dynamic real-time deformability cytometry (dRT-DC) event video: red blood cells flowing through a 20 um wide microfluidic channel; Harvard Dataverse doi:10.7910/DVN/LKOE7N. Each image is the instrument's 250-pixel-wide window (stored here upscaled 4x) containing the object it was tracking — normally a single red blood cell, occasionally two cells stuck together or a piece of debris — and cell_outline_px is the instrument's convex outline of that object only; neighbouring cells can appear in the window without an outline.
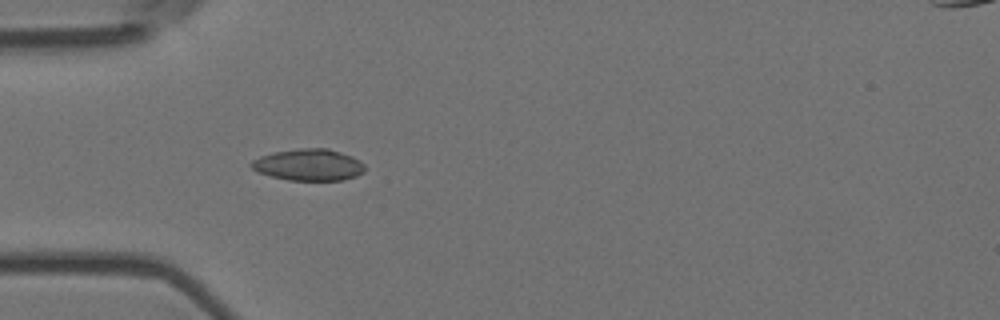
{"species": "Egyptian fruit bat (a non-hibernating species)", "species_latin": "Rousettus aegyptiacus", "temperature_condition": "room temperature", "stored_images_in_passage": 1, "camera_frame_rate_fps": 3000, "um_per_image_px": 0.085, "animal": {"sex": "female"}, "frame": {"image": 1, "passage_image": 1, "time_ms": 0.0, "image_size_px": [1000, 320], "cell_outline_px": [[364, 172], [356, 176], [344, 180], [288, 180], [256, 172], [248, 164], [252, 160], [260, 156], [272, 152], [296, 148], [328, 148], [352, 156], [360, 160], [364, 164]], "centroid_in_image_um": [26.22, 14.0], "position_along_channel_um": 58.8, "area_um2": 21.15}}